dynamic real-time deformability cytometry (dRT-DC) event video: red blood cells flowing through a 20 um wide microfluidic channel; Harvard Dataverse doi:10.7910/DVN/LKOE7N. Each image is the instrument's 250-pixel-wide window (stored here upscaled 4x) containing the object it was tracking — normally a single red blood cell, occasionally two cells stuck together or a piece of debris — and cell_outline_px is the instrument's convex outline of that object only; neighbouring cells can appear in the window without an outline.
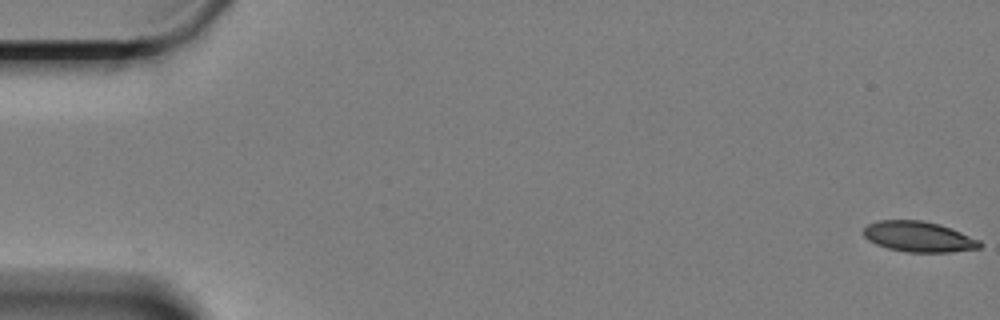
{"species": "Egyptian fruit bat (a non-hibernating species)", "species_latin": "Rousettus aegyptiacus", "temperature_condition": "cold", "stored_images_in_passage": 61, "camera_frame_rate_fps": 3000, "um_per_image_px": 0.085, "animal": {"sex": "female"}, "frame": {"image": 1, "passage_image": 1, "time_ms": 0.0, "image_size_px": [1000, 320], "cell_outline_px": [[984, 244], [980, 248], [952, 252], [908, 252], [888, 248], [876, 244], [868, 240], [864, 236], [864, 228], [868, 224], [880, 220], [924, 220], [940, 224], [980, 240]], "centroid_in_image_um": [78.11, 20.12], "position_along_channel_um": 6.9, "area_um2": 20.69}}
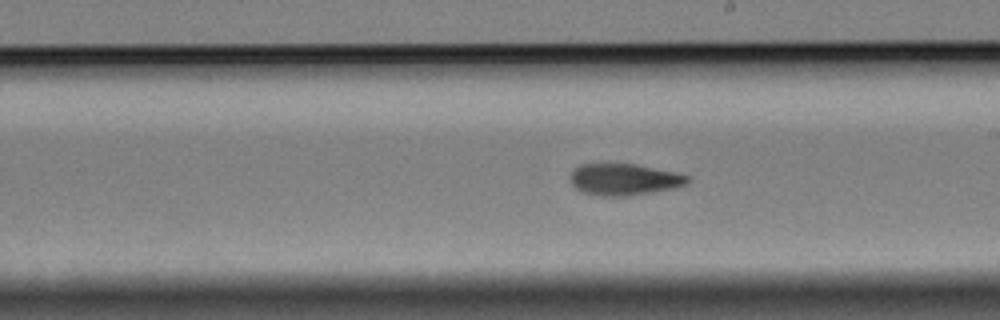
{"frame": {"image": 2, "passage_image": 35, "time_ms": 11.333, "image_size_px": [1000, 320], "cell_outline_px": [[692, 180], [688, 184], [676, 188], [628, 196], [600, 196], [584, 192], [576, 188], [572, 184], [572, 172], [580, 164], [636, 164], [676, 172], [688, 176]], "centroid_in_image_um": [53.13, 15.26], "position_along_channel_um": 235.9, "area_um2": 21.56}}
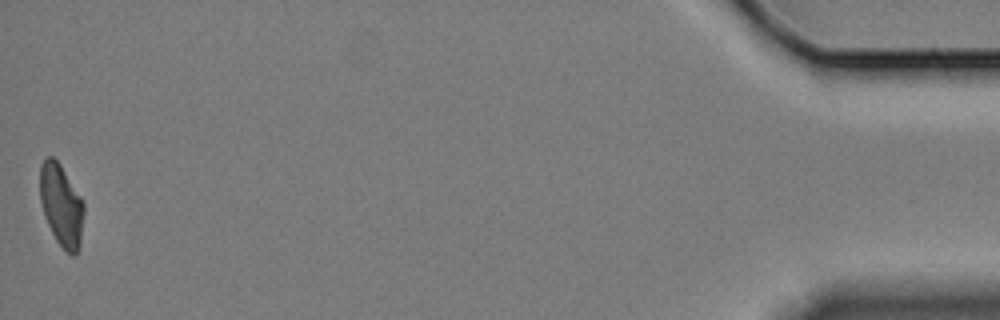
{"frame": {"image": 3, "passage_image": 61, "time_ms": 20.0, "image_size_px": [1000, 320], "cell_outline_px": [[84, 212], [80, 248], [76, 256], [72, 256], [64, 252], [56, 240], [44, 216], [40, 200], [40, 164], [48, 156], [52, 156], [60, 164], [84, 200]], "centroid_in_image_um": [5.23, 17.49], "position_along_channel_um": 430.0, "area_um2": 21.44}, "authors_computed_cell_mechanics": {"area_um2": 22.0218, "velocity_mm_per_s": 3.293, "shape_relaxation_time_tau1_ms": 9.7607, "shape_relaxation_time_tau2_ms": 3.4477, "deformation_change_tau1": 0.1957, "deformation_change_tau2": 0.0887}}